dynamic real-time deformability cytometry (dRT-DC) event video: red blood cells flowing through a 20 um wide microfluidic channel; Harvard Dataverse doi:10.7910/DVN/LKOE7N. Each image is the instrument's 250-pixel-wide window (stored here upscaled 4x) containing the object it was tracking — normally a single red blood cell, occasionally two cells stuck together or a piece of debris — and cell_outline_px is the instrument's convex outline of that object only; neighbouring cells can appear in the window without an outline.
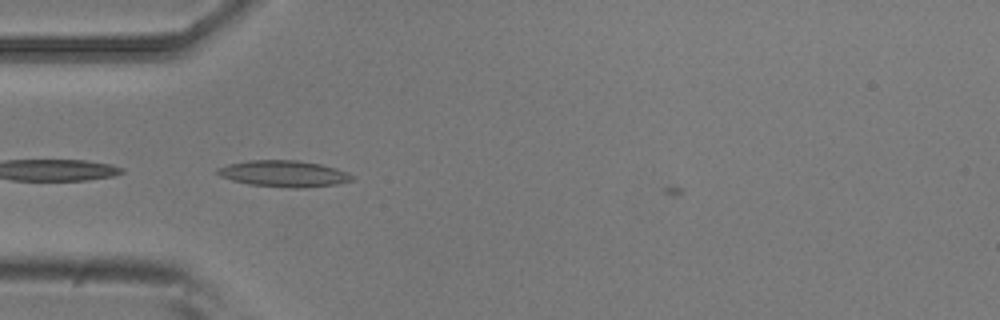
{"species": "common noctule bat (a hibernating species)", "species_latin": "Nyctalus noctula", "temperature_condition": "room temperature", "stored_images_in_passage": 5, "camera_frame_rate_fps": 3000, "um_per_image_px": 0.085, "animal": {"sex": "male", "body_mass_g": 20.5, "forearm_length_mm": 52.5}, "frame": {"image": 1, "passage_image": 4, "time_ms": 1.0, "image_size_px": [1000, 320], "cell_outline_px": [[352, 180], [336, 184], [300, 188], [288, 188], [248, 184], [232, 180], [220, 176], [216, 172], [216, 168], [228, 164], [248, 160], [296, 160], [320, 164], [336, 168], [348, 172], [352, 176]], "centroid_in_image_um": [24.09, 14.76], "position_along_channel_um": 60.9, "area_um2": 20.63}}